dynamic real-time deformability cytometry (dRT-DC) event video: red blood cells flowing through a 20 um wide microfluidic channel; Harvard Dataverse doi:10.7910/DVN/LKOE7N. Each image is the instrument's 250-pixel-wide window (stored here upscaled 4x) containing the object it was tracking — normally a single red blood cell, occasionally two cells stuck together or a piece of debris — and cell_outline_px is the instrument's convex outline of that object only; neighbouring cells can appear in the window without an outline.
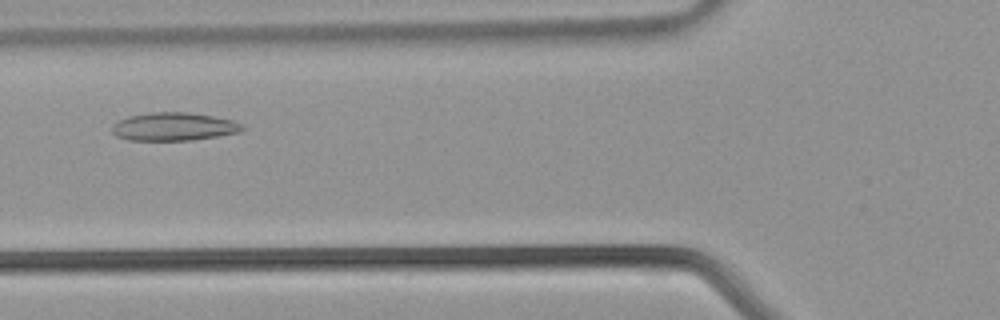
{"species": "common noctule bat (a hibernating species)", "species_latin": "Nyctalus noctula", "temperature_condition": "warm", "stored_images_in_passage": 27, "camera_frame_rate_fps": 3000, "um_per_image_px": 0.085, "animal": {"sex": "male", "body_mass_g": 21.5, "forearm_length_mm": 52.0}, "frame": {"image": 1, "passage_image": 7, "time_ms": 2.0, "image_size_px": [1000, 320], "cell_outline_px": [[248, 128], [240, 132], [192, 140], [128, 140], [116, 136], [112, 132], [112, 124], [128, 116], [148, 112], [188, 112], [212, 116], [232, 120], [244, 124]], "centroid_in_image_um": [14.79, 10.76], "position_along_channel_um": 111.0, "area_um2": 21.5}}
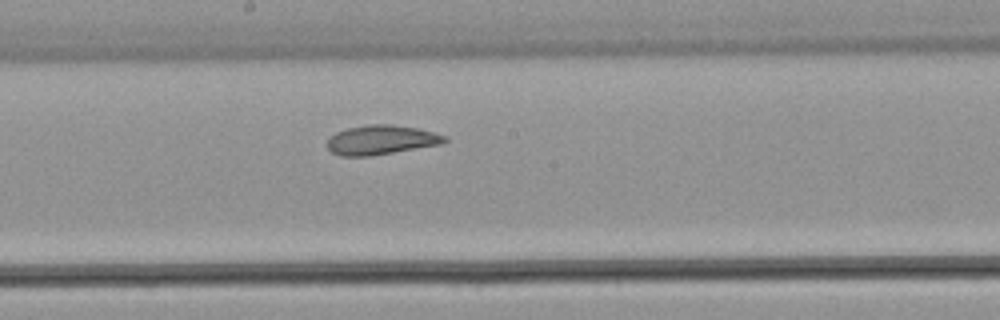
{"frame": {"image": 2, "passage_image": 13, "time_ms": 4.0, "image_size_px": [1000, 320], "cell_outline_px": [[448, 140], [440, 144], [368, 156], [340, 156], [332, 152], [328, 148], [328, 140], [336, 132], [348, 128], [368, 124], [392, 124], [416, 128], [432, 132], [444, 136]], "centroid_in_image_um": [32.36, 11.88], "position_along_channel_um": 215.8, "area_um2": 19.71}}
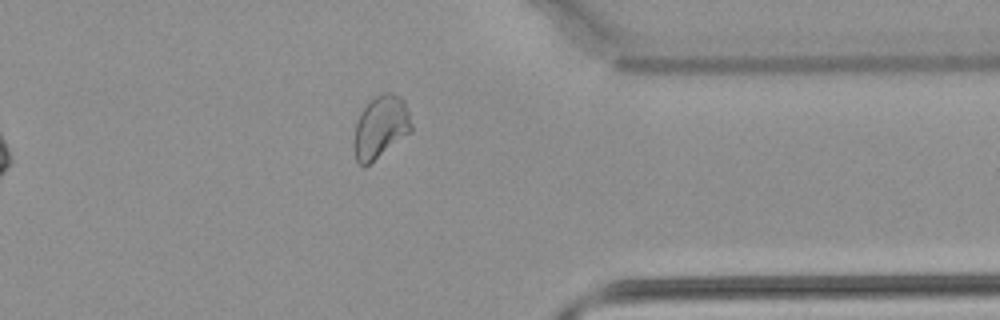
{"frame": {"image": 3, "passage_image": 23, "time_ms": 7.333, "image_size_px": [1000, 320], "cell_outline_px": [[412, 132], [364, 168], [356, 160], [352, 148], [352, 140], [356, 120], [360, 112], [376, 96], [384, 92], [392, 92], [400, 96], [404, 100], [412, 124]], "centroid_in_image_um": [32.32, 10.83], "position_along_channel_um": 379.1, "area_um2": 21.33}}